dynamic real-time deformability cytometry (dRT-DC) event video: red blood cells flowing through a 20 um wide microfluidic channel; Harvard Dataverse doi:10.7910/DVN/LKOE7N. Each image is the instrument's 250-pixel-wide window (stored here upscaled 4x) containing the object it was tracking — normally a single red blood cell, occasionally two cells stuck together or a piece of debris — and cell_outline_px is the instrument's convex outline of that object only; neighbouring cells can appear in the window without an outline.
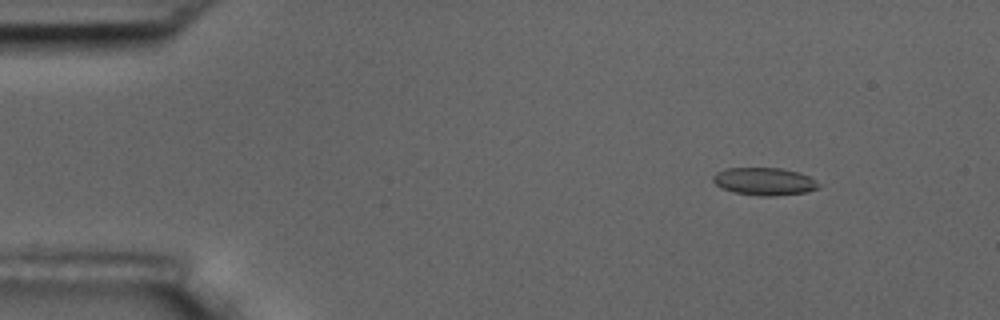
{"species": "common noctule bat (a hibernating species)", "species_latin": "Nyctalus noctula", "temperature_condition": "room temperature", "stored_images_in_passage": 6, "camera_frame_rate_fps": 3000, "um_per_image_px": 0.085, "animal": {"sex": "male", "body_mass_g": 17.5, "forearm_length_mm": 52.3}, "frame": {"image": 1, "passage_image": 2, "time_ms": 2.0, "image_size_px": [1000, 320], "cell_outline_px": [[820, 188], [808, 192], [772, 196], [760, 196], [732, 192], [720, 188], [712, 180], [712, 176], [716, 172], [728, 168], [780, 168], [800, 172], [816, 180], [820, 184]], "centroid_in_image_um": [64.98, 15.43], "position_along_channel_um": 20.0, "area_um2": 17.22}}
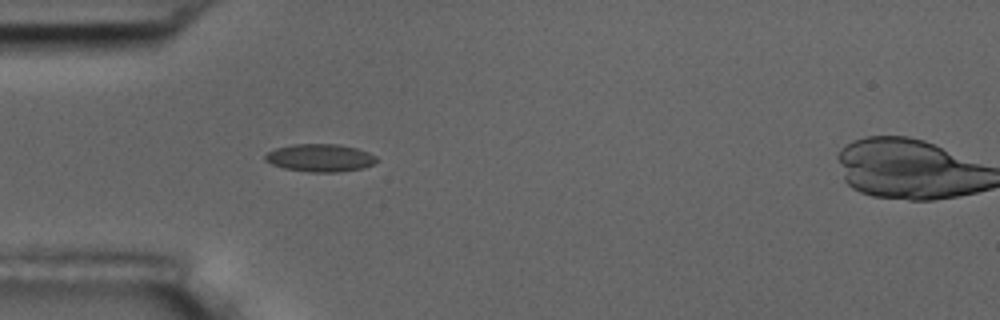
{"frame": {"image": 2, "passage_image": 5, "time_ms": 5.333, "image_size_px": [1000, 320], "cell_outline_px": [[380, 160], [364, 168], [336, 172], [308, 172], [284, 168], [272, 164], [264, 160], [264, 156], [268, 152], [276, 148], [292, 144], [340, 144], [356, 148], [368, 152], [376, 156]], "centroid_in_image_um": [27.22, 13.41], "position_along_channel_um": 57.8, "area_um2": 18.09}}